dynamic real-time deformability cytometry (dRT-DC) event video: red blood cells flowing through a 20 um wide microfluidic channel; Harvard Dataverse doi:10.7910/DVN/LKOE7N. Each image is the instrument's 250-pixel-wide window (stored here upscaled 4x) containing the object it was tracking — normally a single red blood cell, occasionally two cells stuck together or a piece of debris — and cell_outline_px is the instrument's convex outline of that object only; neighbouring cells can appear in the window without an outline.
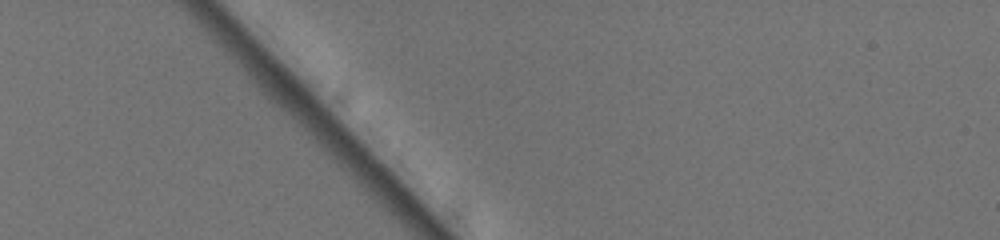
{"species": "common noctule bat (a hibernating species)", "species_latin": "Nyctalus noctula", "temperature_condition": "warm", "stored_images_in_passage": 1, "camera_frame_rate_fps": 3000, "um_per_image_px": 0.085, "animal": {"sex": "female", "body_mass_g": 19.5, "forearm_length_mm": 54.1}, "frame": {"image": 1, "passage_image": 1, "time_ms": 0.0, "image_size_px": [1000, 240], "cell_outline_px": [[528, 164], [512, 168], [504, 168], [496, 164], [488, 156], [476, 140], [460, 116], [468, 104], [472, 100], [476, 104]], "centroid_in_image_um": [41.73, 11.74], "position_along_channel_um": 43.3, "area_um2": 12.77}}